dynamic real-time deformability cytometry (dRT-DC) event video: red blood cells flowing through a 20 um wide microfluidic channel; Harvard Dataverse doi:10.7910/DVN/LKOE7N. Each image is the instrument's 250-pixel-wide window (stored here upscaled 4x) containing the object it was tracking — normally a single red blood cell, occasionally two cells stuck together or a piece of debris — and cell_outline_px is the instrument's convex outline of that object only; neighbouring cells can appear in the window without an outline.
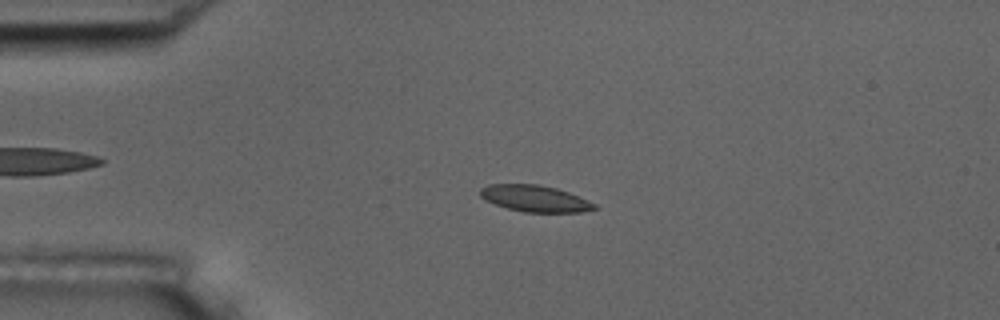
{"species": "common noctule bat (a hibernating species)", "species_latin": "Nyctalus noctula", "temperature_condition": "room temperature", "stored_images_in_passage": 54, "camera_frame_rate_fps": 3000, "um_per_image_px": 0.085, "animal": {"sex": "male", "body_mass_g": 17.5, "forearm_length_mm": 52.3}, "frame": {"image": 1, "passage_image": 12, "time_ms": 3.667, "image_size_px": [1000, 320], "cell_outline_px": [[600, 208], [580, 212], [524, 212], [508, 208], [496, 204], [480, 196], [480, 188], [488, 184], [536, 184], [556, 188], [568, 192], [596, 204]], "centroid_in_image_um": [45.49, 16.87], "position_along_channel_um": 39.5, "area_um2": 17.46}}
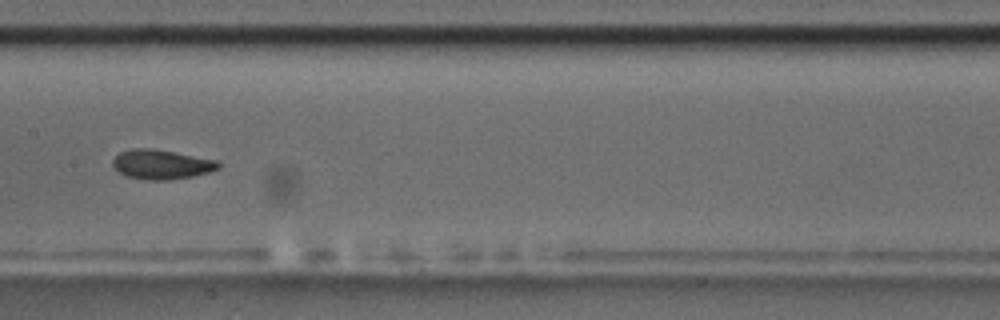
{"frame": {"image": 2, "passage_image": 27, "time_ms": 8.667, "image_size_px": [1000, 320], "cell_outline_px": [[220, 168], [208, 172], [192, 176], [168, 180], [148, 180], [124, 176], [112, 164], [112, 160], [120, 152], [132, 148], [152, 148], [216, 160], [220, 164]], "centroid_in_image_um": [13.7, 13.97], "position_along_channel_um": 193.7, "area_um2": 18.03}}
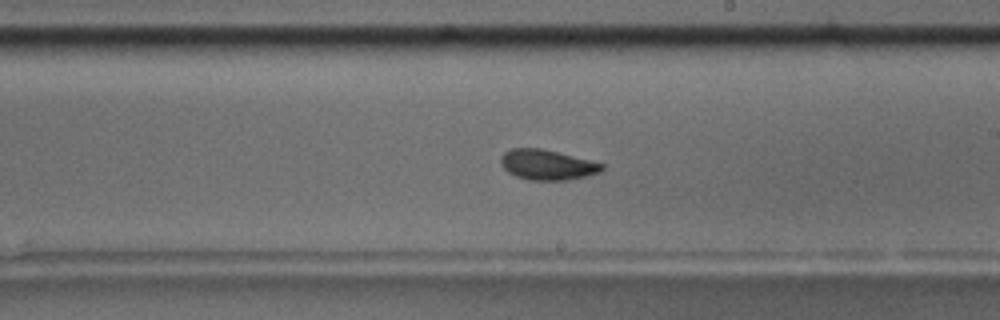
{"frame": {"image": 3, "passage_image": 31, "time_ms": 10.0, "image_size_px": [1000, 320], "cell_outline_px": [[604, 168], [600, 172], [588, 176], [568, 180], [528, 180], [516, 176], [508, 172], [500, 164], [500, 156], [504, 152], [512, 148], [540, 148], [604, 164]], "centroid_in_image_um": [46.48, 14.01], "position_along_channel_um": 242.5, "area_um2": 17.74}, "authors_computed_cell_mechanics": {"area_um2": 17.629, "velocity_mm_per_s": 3.6746, "shape_relaxation_time_tau1_ms": 4.361, "shape_relaxation_time_tau2_ms": 2.7079, "deformation_change_tau1": 0.15, "deformation_change_tau2": 0.063}}